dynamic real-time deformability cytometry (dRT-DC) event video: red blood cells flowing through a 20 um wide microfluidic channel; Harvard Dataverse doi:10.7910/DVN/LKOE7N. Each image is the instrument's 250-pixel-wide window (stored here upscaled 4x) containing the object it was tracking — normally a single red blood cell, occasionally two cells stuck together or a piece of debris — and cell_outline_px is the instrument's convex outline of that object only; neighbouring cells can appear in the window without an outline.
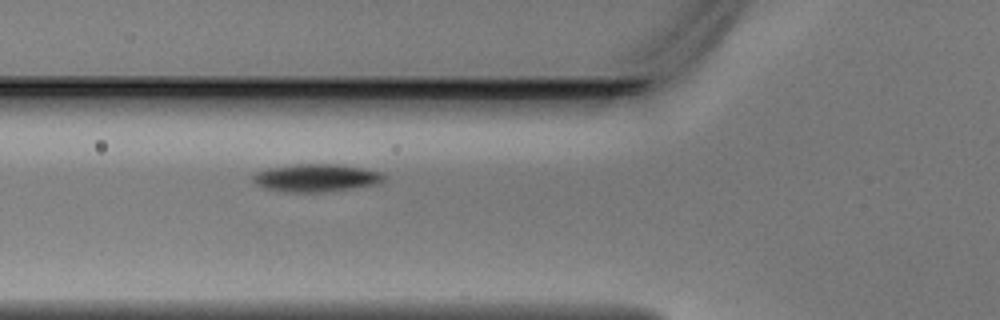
{"species": "Egyptian fruit bat (a non-hibernating species)", "species_latin": "Rousettus aegyptiacus", "temperature_condition": "warm", "stored_images_in_passage": 4, "camera_frame_rate_fps": 3000, "um_per_image_px": 0.085, "animal": {"sex": "male"}, "frame": {"image": 1, "passage_image": 4, "time_ms": 1.0, "image_size_px": [1000, 320], "cell_outline_px": [[384, 180], [380, 184], [320, 192], [280, 192], [264, 188], [256, 184], [252, 180], [252, 176], [256, 172], [268, 168], [296, 164], [340, 164], [364, 168], [380, 172], [384, 176]], "centroid_in_image_um": [26.84, 15.12], "position_along_channel_um": 99.0, "area_um2": 21.27}}